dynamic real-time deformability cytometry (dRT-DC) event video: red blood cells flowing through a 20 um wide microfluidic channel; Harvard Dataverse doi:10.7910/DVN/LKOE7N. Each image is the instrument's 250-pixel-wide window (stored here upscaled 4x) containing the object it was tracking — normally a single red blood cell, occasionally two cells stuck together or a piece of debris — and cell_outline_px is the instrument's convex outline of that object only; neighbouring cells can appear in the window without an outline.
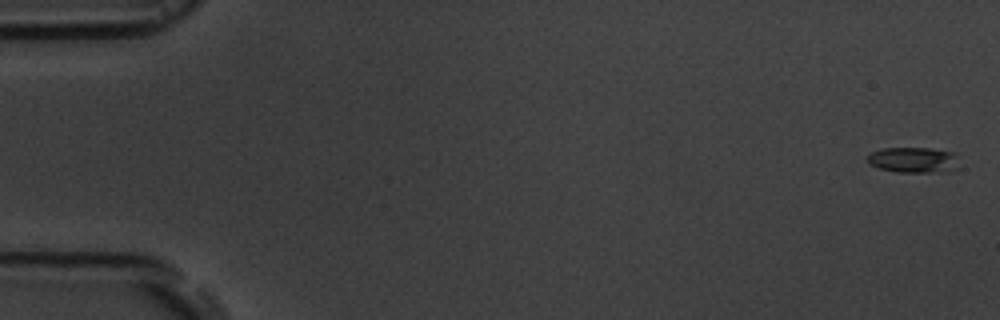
{"species": "common noctule bat (a hibernating species)", "species_latin": "Nyctalus noctula", "temperature_condition": "room temperature", "stored_images_in_passage": 6, "camera_frame_rate_fps": 3000, "um_per_image_px": 0.085, "animal": {"sex": "male", "body_mass_g": 19.5, "forearm_length_mm": 54.6}, "frame": {"image": 1, "passage_image": 1, "time_ms": 0.0, "image_size_px": [1000, 320], "cell_outline_px": [[960, 168], [948, 172], [896, 172], [880, 168], [868, 164], [868, 156], [872, 152], [884, 148], [928, 148], [956, 152]], "centroid_in_image_um": [77.73, 13.6], "position_along_channel_um": 7.3, "area_um2": 13.93}}
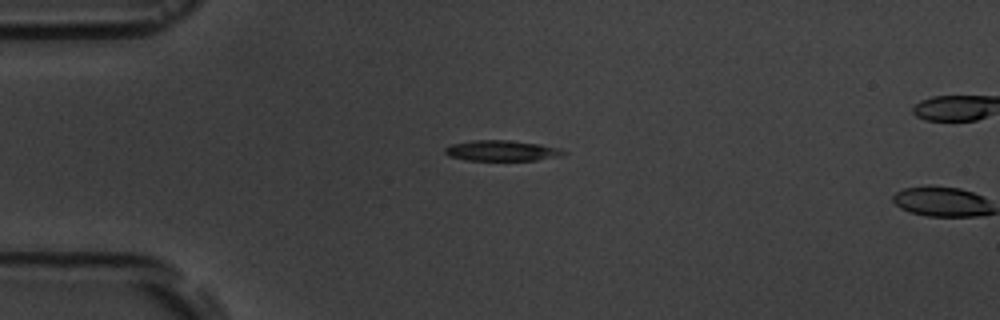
{"frame": {"image": 2, "passage_image": 5, "time_ms": 4.333, "image_size_px": [1000, 320], "cell_outline_px": [[568, 152], [560, 156], [536, 160], [468, 160], [448, 156], [444, 152], [444, 148], [452, 144], [472, 140], [508, 140], [540, 144], [560, 148]], "centroid_in_image_um": [42.65, 12.8], "position_along_channel_um": 42.4, "area_um2": 14.22}}